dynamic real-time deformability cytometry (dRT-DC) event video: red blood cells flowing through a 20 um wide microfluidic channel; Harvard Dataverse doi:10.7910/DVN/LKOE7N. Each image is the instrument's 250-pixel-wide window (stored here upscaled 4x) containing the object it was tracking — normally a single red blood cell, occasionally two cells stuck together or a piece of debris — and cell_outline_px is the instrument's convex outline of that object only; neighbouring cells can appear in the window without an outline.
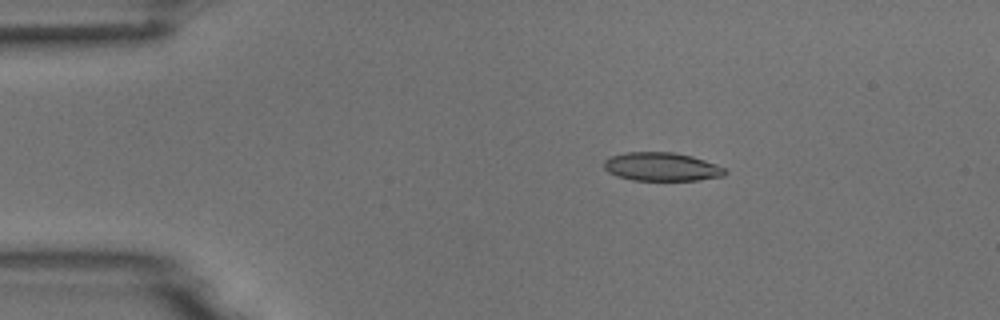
{"species": "common noctule bat (a hibernating species)", "species_latin": "Nyctalus noctula", "temperature_condition": "room temperature", "stored_images_in_passage": 4, "camera_frame_rate_fps": 3000, "um_per_image_px": 0.085, "animal": {"sex": "male", "body_mass_g": 18.8}, "frame": {"image": 1, "passage_image": 2, "time_ms": 1.333, "image_size_px": [1000, 320], "cell_outline_px": [[728, 172], [724, 176], [700, 180], [632, 180], [616, 176], [608, 172], [604, 168], [604, 160], [612, 156], [624, 152], [672, 152], [692, 156], [716, 164], [724, 168]], "centroid_in_image_um": [56.24, 14.18], "position_along_channel_um": 28.8, "area_um2": 20.17}}